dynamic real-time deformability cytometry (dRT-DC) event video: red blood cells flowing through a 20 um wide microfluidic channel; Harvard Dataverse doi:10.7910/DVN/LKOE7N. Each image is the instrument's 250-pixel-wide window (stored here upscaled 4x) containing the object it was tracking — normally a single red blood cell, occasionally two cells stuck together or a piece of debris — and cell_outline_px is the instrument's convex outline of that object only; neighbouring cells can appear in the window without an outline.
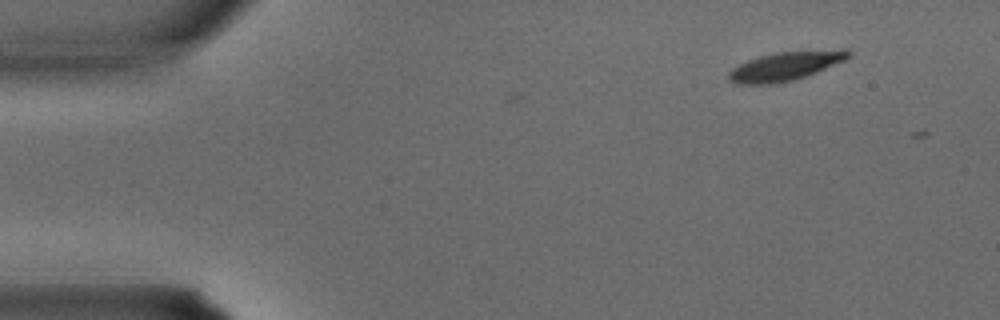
{"species": "common noctule bat (a hibernating species)", "species_latin": "Nyctalus noctula", "temperature_condition": "warm", "stored_images_in_passage": 3, "camera_frame_rate_fps": 3000, "um_per_image_px": 0.085, "animal": {"sex": "male", "body_mass_g": 15.6}, "frame": {"image": 1, "passage_image": 2, "time_ms": 0.333, "image_size_px": [1000, 320], "cell_outline_px": [[852, 56], [844, 60], [808, 76], [796, 80], [772, 84], [736, 84], [728, 80], [728, 72], [732, 68], [748, 60], [760, 56], [776, 52], [844, 48], [848, 48], [852, 52]], "centroid_in_image_um": [66.81, 5.61], "position_along_channel_um": 18.2, "area_um2": 20.52}}